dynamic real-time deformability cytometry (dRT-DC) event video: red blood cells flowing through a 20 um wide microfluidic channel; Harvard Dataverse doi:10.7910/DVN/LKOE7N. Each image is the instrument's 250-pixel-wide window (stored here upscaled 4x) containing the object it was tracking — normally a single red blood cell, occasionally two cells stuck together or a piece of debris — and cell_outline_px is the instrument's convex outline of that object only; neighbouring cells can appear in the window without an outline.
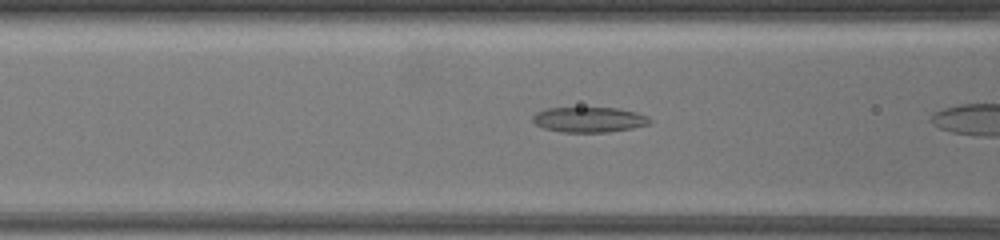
{"species": "common noctule bat (a hibernating species)", "species_latin": "Nyctalus noctula", "temperature_condition": "warm", "stored_images_in_passage": 10, "camera_frame_rate_fps": 3000, "um_per_image_px": 0.085, "animal": {"sex": "female", "body_mass_g": 19.5, "forearm_length_mm": 54.1}, "frame": {"image": 1, "passage_image": 7, "time_ms": 1.333, "image_size_px": [1000, 240], "cell_outline_px": [[652, 120], [648, 124], [632, 128], [608, 132], [560, 132], [544, 128], [536, 124], [532, 120], [532, 116], [536, 112], [548, 108], [616, 108], [636, 112], [648, 116]], "centroid_in_image_um": [50.06, 10.17], "position_along_channel_um": 116.5, "area_um2": 17.17}}